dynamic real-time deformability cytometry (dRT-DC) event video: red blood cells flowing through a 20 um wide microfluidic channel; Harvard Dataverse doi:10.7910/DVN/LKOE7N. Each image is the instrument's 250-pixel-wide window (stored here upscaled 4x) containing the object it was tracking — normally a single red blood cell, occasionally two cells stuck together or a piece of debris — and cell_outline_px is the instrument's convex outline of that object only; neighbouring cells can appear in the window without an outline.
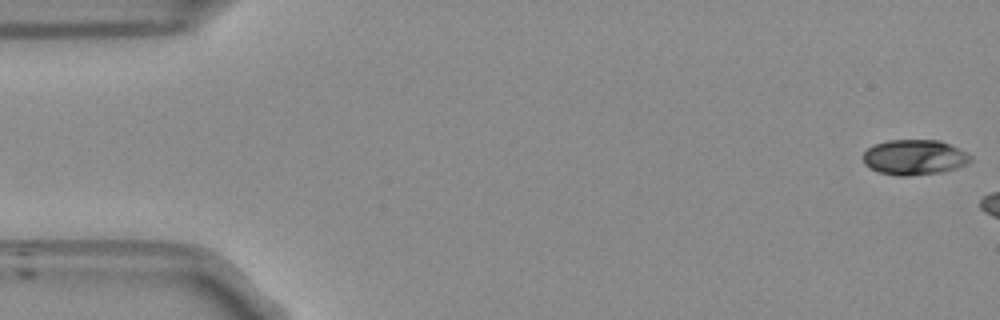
{"species": "Egyptian fruit bat (a non-hibernating species)", "species_latin": "Rousettus aegyptiacus", "temperature_condition": "room temperature", "stored_images_in_passage": 10, "camera_frame_rate_fps": 3000, "um_per_image_px": 0.085, "frame": {"image": 1, "passage_image": 1, "time_ms": 0.0, "image_size_px": [1000, 320], "cell_outline_px": [[972, 160], [968, 164], [956, 168], [940, 172], [908, 176], [900, 176], [880, 172], [864, 164], [860, 156], [872, 144], [888, 140], [940, 140], [972, 156]], "centroid_in_image_um": [77.68, 13.36], "position_along_channel_um": 7.3, "area_um2": 22.08}}